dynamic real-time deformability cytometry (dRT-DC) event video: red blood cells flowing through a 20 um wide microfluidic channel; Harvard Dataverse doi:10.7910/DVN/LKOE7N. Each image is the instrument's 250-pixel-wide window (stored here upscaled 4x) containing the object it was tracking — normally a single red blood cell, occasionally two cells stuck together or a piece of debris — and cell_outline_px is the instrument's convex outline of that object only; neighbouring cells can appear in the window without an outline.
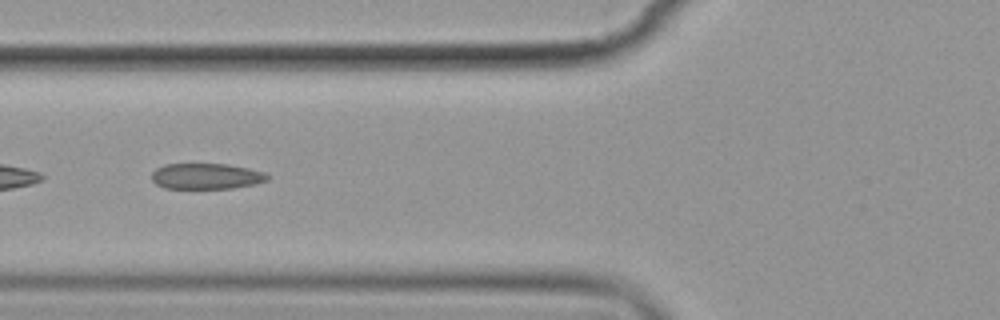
{"species": "common noctule bat (a hibernating species)", "species_latin": "Nyctalus noctula", "temperature_condition": "cold", "stored_images_in_passage": 8, "segment_of_instrument_passage": [2, 2], "camera_frame_rate_fps": 3000, "um_per_image_px": 0.085, "animal": {"sex": "female", "body_mass_g": 19.9}, "frame": {"image": 1, "passage_image": 7, "time_ms": 7.0, "image_size_px": [1000, 320], "cell_outline_px": [[268, 180], [256, 184], [232, 188], [164, 188], [156, 184], [152, 180], [152, 172], [156, 168], [164, 164], [228, 164], [248, 168], [264, 172], [268, 176]], "centroid_in_image_um": [17.52, 14.97], "position_along_channel_um": 108.3, "area_um2": 17.4}}
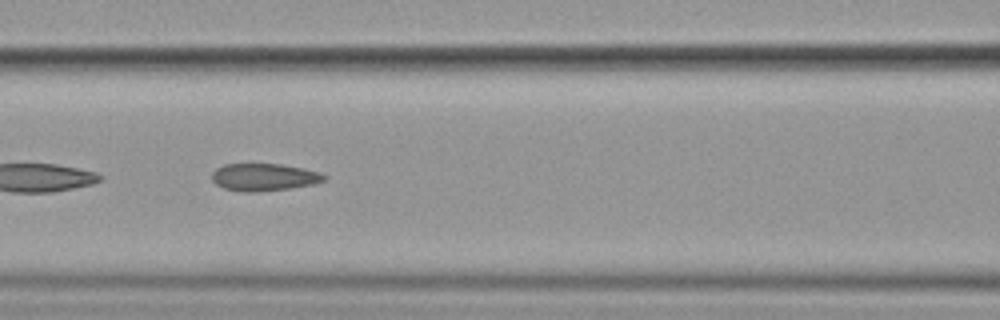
{"frame": {"image": 2, "passage_image": 8, "time_ms": 8.0, "image_size_px": [1000, 320], "cell_outline_px": [[328, 176], [324, 180], [312, 184], [292, 188], [256, 192], [248, 192], [224, 188], [216, 184], [212, 180], [212, 172], [216, 168], [224, 164], [280, 164], [304, 168], [320, 172]], "centroid_in_image_um": [22.45, 15.05], "position_along_channel_um": 144.2, "area_um2": 17.92}}